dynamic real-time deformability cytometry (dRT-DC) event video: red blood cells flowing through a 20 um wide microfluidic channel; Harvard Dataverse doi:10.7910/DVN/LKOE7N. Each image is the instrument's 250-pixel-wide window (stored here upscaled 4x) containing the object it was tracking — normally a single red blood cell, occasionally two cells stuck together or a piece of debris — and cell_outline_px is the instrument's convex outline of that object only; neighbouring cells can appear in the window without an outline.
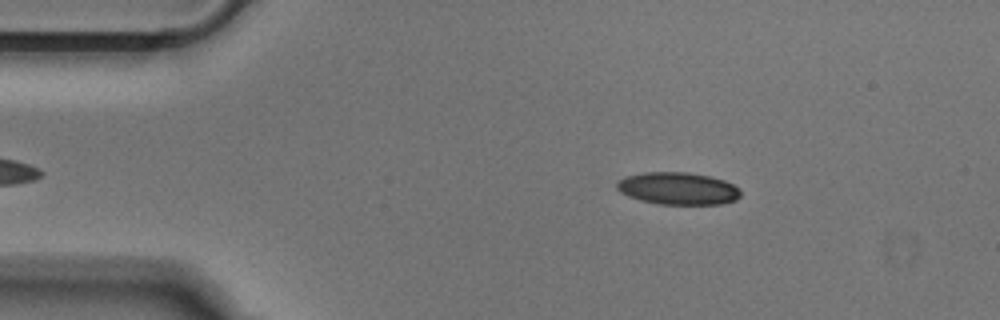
{"species": "Egyptian fruit bat (a non-hibernating species)", "species_latin": "Rousettus aegyptiacus", "temperature_condition": "cold", "stored_images_in_passage": 49, "camera_frame_rate_fps": 3000, "um_per_image_px": 0.085, "animal": {"sex": "male"}, "frame": {"image": 1, "passage_image": 6, "time_ms": 1.667, "image_size_px": [1000, 320], "cell_outline_px": [[740, 196], [736, 200], [720, 204], [656, 204], [640, 200], [628, 196], [620, 192], [616, 188], [616, 184], [620, 180], [628, 176], [644, 172], [688, 172], [712, 176], [724, 180], [732, 184], [740, 192]], "centroid_in_image_um": [57.62, 16.02], "position_along_channel_um": 27.4, "area_um2": 23.29}}
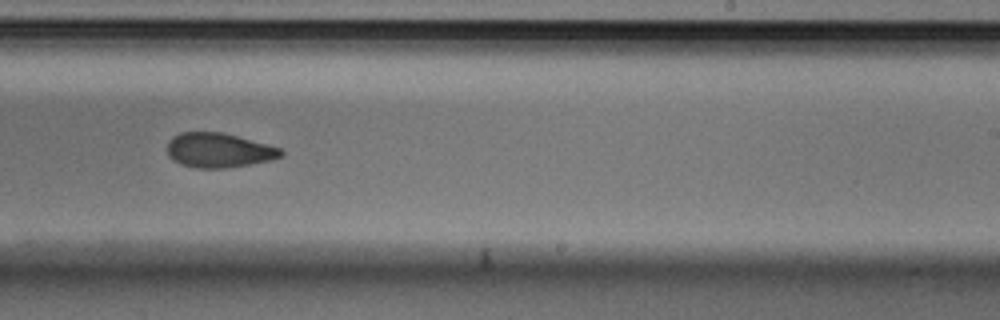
{"frame": {"image": 2, "passage_image": 29, "time_ms": 9.333, "image_size_px": [1000, 320], "cell_outline_px": [[284, 156], [272, 160], [224, 168], [196, 168], [180, 164], [172, 160], [168, 156], [168, 140], [172, 136], [180, 132], [220, 132], [236, 136], [280, 148], [284, 152]], "centroid_in_image_um": [18.56, 12.78], "position_along_channel_um": 270.4, "area_um2": 22.83}}
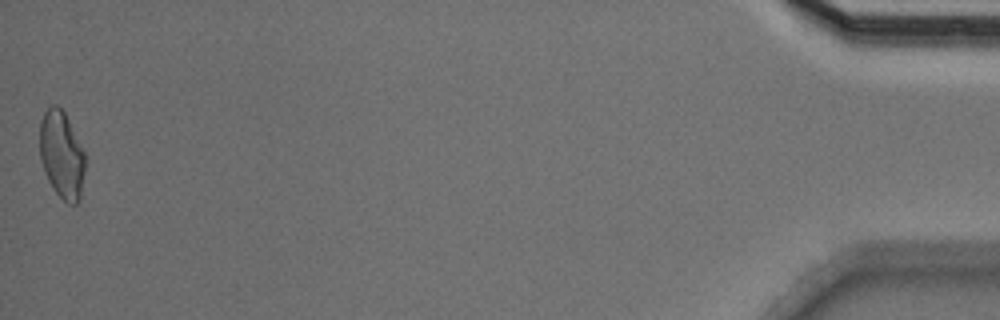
{"frame": {"image": 3, "passage_image": 49, "time_ms": 16.0, "image_size_px": [1000, 320], "cell_outline_px": [[84, 172], [80, 200], [76, 204], [68, 204], [52, 188], [44, 172], [40, 160], [40, 120], [44, 112], [52, 104], [56, 104], [64, 112], [84, 152]], "centroid_in_image_um": [5.22, 13.17], "position_along_channel_um": 430.0, "area_um2": 22.95}}